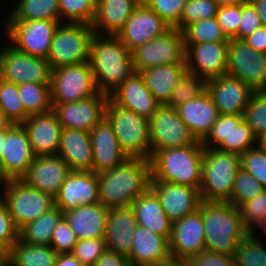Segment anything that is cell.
Wrapping results in <instances>:
<instances>
[{
  "label": "cell",
  "instance_id": "cell-40",
  "mask_svg": "<svg viewBox=\"0 0 266 266\" xmlns=\"http://www.w3.org/2000/svg\"><path fill=\"white\" fill-rule=\"evenodd\" d=\"M261 239L249 233L238 244L234 253L235 266H266V244Z\"/></svg>",
  "mask_w": 266,
  "mask_h": 266
},
{
  "label": "cell",
  "instance_id": "cell-42",
  "mask_svg": "<svg viewBox=\"0 0 266 266\" xmlns=\"http://www.w3.org/2000/svg\"><path fill=\"white\" fill-rule=\"evenodd\" d=\"M0 109L13 124H22L29 117L20 99L18 86L1 78Z\"/></svg>",
  "mask_w": 266,
  "mask_h": 266
},
{
  "label": "cell",
  "instance_id": "cell-31",
  "mask_svg": "<svg viewBox=\"0 0 266 266\" xmlns=\"http://www.w3.org/2000/svg\"><path fill=\"white\" fill-rule=\"evenodd\" d=\"M101 203L81 205L75 209L63 212V217L76 234L78 240L104 238L107 213Z\"/></svg>",
  "mask_w": 266,
  "mask_h": 266
},
{
  "label": "cell",
  "instance_id": "cell-45",
  "mask_svg": "<svg viewBox=\"0 0 266 266\" xmlns=\"http://www.w3.org/2000/svg\"><path fill=\"white\" fill-rule=\"evenodd\" d=\"M243 120L257 138L266 132V90H254L243 112Z\"/></svg>",
  "mask_w": 266,
  "mask_h": 266
},
{
  "label": "cell",
  "instance_id": "cell-2",
  "mask_svg": "<svg viewBox=\"0 0 266 266\" xmlns=\"http://www.w3.org/2000/svg\"><path fill=\"white\" fill-rule=\"evenodd\" d=\"M88 62L97 90L108 96L135 72L131 52L116 35L95 33Z\"/></svg>",
  "mask_w": 266,
  "mask_h": 266
},
{
  "label": "cell",
  "instance_id": "cell-3",
  "mask_svg": "<svg viewBox=\"0 0 266 266\" xmlns=\"http://www.w3.org/2000/svg\"><path fill=\"white\" fill-rule=\"evenodd\" d=\"M205 228V250L234 256L238 244L250 233L239 208L229 202H201Z\"/></svg>",
  "mask_w": 266,
  "mask_h": 266
},
{
  "label": "cell",
  "instance_id": "cell-46",
  "mask_svg": "<svg viewBox=\"0 0 266 266\" xmlns=\"http://www.w3.org/2000/svg\"><path fill=\"white\" fill-rule=\"evenodd\" d=\"M218 7L214 0H187L180 22L174 28L182 32L191 23L213 18Z\"/></svg>",
  "mask_w": 266,
  "mask_h": 266
},
{
  "label": "cell",
  "instance_id": "cell-70",
  "mask_svg": "<svg viewBox=\"0 0 266 266\" xmlns=\"http://www.w3.org/2000/svg\"><path fill=\"white\" fill-rule=\"evenodd\" d=\"M0 254H9V251L0 243Z\"/></svg>",
  "mask_w": 266,
  "mask_h": 266
},
{
  "label": "cell",
  "instance_id": "cell-65",
  "mask_svg": "<svg viewBox=\"0 0 266 266\" xmlns=\"http://www.w3.org/2000/svg\"><path fill=\"white\" fill-rule=\"evenodd\" d=\"M218 6H231V5H238L244 4L249 2V0H214Z\"/></svg>",
  "mask_w": 266,
  "mask_h": 266
},
{
  "label": "cell",
  "instance_id": "cell-54",
  "mask_svg": "<svg viewBox=\"0 0 266 266\" xmlns=\"http://www.w3.org/2000/svg\"><path fill=\"white\" fill-rule=\"evenodd\" d=\"M215 18L229 39H238V28L241 20V4L219 6Z\"/></svg>",
  "mask_w": 266,
  "mask_h": 266
},
{
  "label": "cell",
  "instance_id": "cell-12",
  "mask_svg": "<svg viewBox=\"0 0 266 266\" xmlns=\"http://www.w3.org/2000/svg\"><path fill=\"white\" fill-rule=\"evenodd\" d=\"M131 54L134 71L139 73L156 66L182 64L185 61L183 33L171 28L165 34L137 47Z\"/></svg>",
  "mask_w": 266,
  "mask_h": 266
},
{
  "label": "cell",
  "instance_id": "cell-48",
  "mask_svg": "<svg viewBox=\"0 0 266 266\" xmlns=\"http://www.w3.org/2000/svg\"><path fill=\"white\" fill-rule=\"evenodd\" d=\"M257 145V137L243 120V115H232L230 153L243 154Z\"/></svg>",
  "mask_w": 266,
  "mask_h": 266
},
{
  "label": "cell",
  "instance_id": "cell-33",
  "mask_svg": "<svg viewBox=\"0 0 266 266\" xmlns=\"http://www.w3.org/2000/svg\"><path fill=\"white\" fill-rule=\"evenodd\" d=\"M137 225L170 239L172 221L166 215L156 193L149 187L131 205Z\"/></svg>",
  "mask_w": 266,
  "mask_h": 266
},
{
  "label": "cell",
  "instance_id": "cell-14",
  "mask_svg": "<svg viewBox=\"0 0 266 266\" xmlns=\"http://www.w3.org/2000/svg\"><path fill=\"white\" fill-rule=\"evenodd\" d=\"M149 139L152 155L157 150L189 146L197 142L181 120L178 110L167 104L160 105L149 119Z\"/></svg>",
  "mask_w": 266,
  "mask_h": 266
},
{
  "label": "cell",
  "instance_id": "cell-55",
  "mask_svg": "<svg viewBox=\"0 0 266 266\" xmlns=\"http://www.w3.org/2000/svg\"><path fill=\"white\" fill-rule=\"evenodd\" d=\"M19 239V230L15 226L6 203L0 197V243L9 250Z\"/></svg>",
  "mask_w": 266,
  "mask_h": 266
},
{
  "label": "cell",
  "instance_id": "cell-37",
  "mask_svg": "<svg viewBox=\"0 0 266 266\" xmlns=\"http://www.w3.org/2000/svg\"><path fill=\"white\" fill-rule=\"evenodd\" d=\"M9 251V266H54L57 253L51 246L27 244L18 239Z\"/></svg>",
  "mask_w": 266,
  "mask_h": 266
},
{
  "label": "cell",
  "instance_id": "cell-28",
  "mask_svg": "<svg viewBox=\"0 0 266 266\" xmlns=\"http://www.w3.org/2000/svg\"><path fill=\"white\" fill-rule=\"evenodd\" d=\"M132 238V249L128 256L131 266H153L172 259L168 238L138 225Z\"/></svg>",
  "mask_w": 266,
  "mask_h": 266
},
{
  "label": "cell",
  "instance_id": "cell-30",
  "mask_svg": "<svg viewBox=\"0 0 266 266\" xmlns=\"http://www.w3.org/2000/svg\"><path fill=\"white\" fill-rule=\"evenodd\" d=\"M70 171L93 172L91 138L88 131L63 128L58 154Z\"/></svg>",
  "mask_w": 266,
  "mask_h": 266
},
{
  "label": "cell",
  "instance_id": "cell-59",
  "mask_svg": "<svg viewBox=\"0 0 266 266\" xmlns=\"http://www.w3.org/2000/svg\"><path fill=\"white\" fill-rule=\"evenodd\" d=\"M243 40L254 50L266 54V27L257 28Z\"/></svg>",
  "mask_w": 266,
  "mask_h": 266
},
{
  "label": "cell",
  "instance_id": "cell-10",
  "mask_svg": "<svg viewBox=\"0 0 266 266\" xmlns=\"http://www.w3.org/2000/svg\"><path fill=\"white\" fill-rule=\"evenodd\" d=\"M51 104H66L96 96L94 75L88 61L51 70Z\"/></svg>",
  "mask_w": 266,
  "mask_h": 266
},
{
  "label": "cell",
  "instance_id": "cell-6",
  "mask_svg": "<svg viewBox=\"0 0 266 266\" xmlns=\"http://www.w3.org/2000/svg\"><path fill=\"white\" fill-rule=\"evenodd\" d=\"M240 168V155L204 147L199 188L202 201L229 202Z\"/></svg>",
  "mask_w": 266,
  "mask_h": 266
},
{
  "label": "cell",
  "instance_id": "cell-13",
  "mask_svg": "<svg viewBox=\"0 0 266 266\" xmlns=\"http://www.w3.org/2000/svg\"><path fill=\"white\" fill-rule=\"evenodd\" d=\"M226 75L240 79L253 90H266V54L250 47L244 40L228 42Z\"/></svg>",
  "mask_w": 266,
  "mask_h": 266
},
{
  "label": "cell",
  "instance_id": "cell-25",
  "mask_svg": "<svg viewBox=\"0 0 266 266\" xmlns=\"http://www.w3.org/2000/svg\"><path fill=\"white\" fill-rule=\"evenodd\" d=\"M109 97L117 105L148 120L161 105L147 89L139 72H133Z\"/></svg>",
  "mask_w": 266,
  "mask_h": 266
},
{
  "label": "cell",
  "instance_id": "cell-1",
  "mask_svg": "<svg viewBox=\"0 0 266 266\" xmlns=\"http://www.w3.org/2000/svg\"><path fill=\"white\" fill-rule=\"evenodd\" d=\"M99 203L106 208L130 206L151 181L150 160L126 158L112 170L97 174Z\"/></svg>",
  "mask_w": 266,
  "mask_h": 266
},
{
  "label": "cell",
  "instance_id": "cell-68",
  "mask_svg": "<svg viewBox=\"0 0 266 266\" xmlns=\"http://www.w3.org/2000/svg\"><path fill=\"white\" fill-rule=\"evenodd\" d=\"M0 266H9V254H0Z\"/></svg>",
  "mask_w": 266,
  "mask_h": 266
},
{
  "label": "cell",
  "instance_id": "cell-69",
  "mask_svg": "<svg viewBox=\"0 0 266 266\" xmlns=\"http://www.w3.org/2000/svg\"><path fill=\"white\" fill-rule=\"evenodd\" d=\"M4 140H5V131L0 132V159L3 153V147H4Z\"/></svg>",
  "mask_w": 266,
  "mask_h": 266
},
{
  "label": "cell",
  "instance_id": "cell-32",
  "mask_svg": "<svg viewBox=\"0 0 266 266\" xmlns=\"http://www.w3.org/2000/svg\"><path fill=\"white\" fill-rule=\"evenodd\" d=\"M141 0H97L92 28L96 34L117 35Z\"/></svg>",
  "mask_w": 266,
  "mask_h": 266
},
{
  "label": "cell",
  "instance_id": "cell-17",
  "mask_svg": "<svg viewBox=\"0 0 266 266\" xmlns=\"http://www.w3.org/2000/svg\"><path fill=\"white\" fill-rule=\"evenodd\" d=\"M169 249L172 259L185 262L205 250L204 221L199 210L172 222Z\"/></svg>",
  "mask_w": 266,
  "mask_h": 266
},
{
  "label": "cell",
  "instance_id": "cell-57",
  "mask_svg": "<svg viewBox=\"0 0 266 266\" xmlns=\"http://www.w3.org/2000/svg\"><path fill=\"white\" fill-rule=\"evenodd\" d=\"M187 266H235L234 256L202 251L186 261Z\"/></svg>",
  "mask_w": 266,
  "mask_h": 266
},
{
  "label": "cell",
  "instance_id": "cell-53",
  "mask_svg": "<svg viewBox=\"0 0 266 266\" xmlns=\"http://www.w3.org/2000/svg\"><path fill=\"white\" fill-rule=\"evenodd\" d=\"M78 238L63 217L53 230L50 246L57 254L71 253Z\"/></svg>",
  "mask_w": 266,
  "mask_h": 266
},
{
  "label": "cell",
  "instance_id": "cell-63",
  "mask_svg": "<svg viewBox=\"0 0 266 266\" xmlns=\"http://www.w3.org/2000/svg\"><path fill=\"white\" fill-rule=\"evenodd\" d=\"M13 123L7 118L5 113L0 109V132L8 130Z\"/></svg>",
  "mask_w": 266,
  "mask_h": 266
},
{
  "label": "cell",
  "instance_id": "cell-52",
  "mask_svg": "<svg viewBox=\"0 0 266 266\" xmlns=\"http://www.w3.org/2000/svg\"><path fill=\"white\" fill-rule=\"evenodd\" d=\"M265 210L266 189H264L256 198L244 202L239 207V211L242 217V223L250 233L260 223Z\"/></svg>",
  "mask_w": 266,
  "mask_h": 266
},
{
  "label": "cell",
  "instance_id": "cell-66",
  "mask_svg": "<svg viewBox=\"0 0 266 266\" xmlns=\"http://www.w3.org/2000/svg\"><path fill=\"white\" fill-rule=\"evenodd\" d=\"M153 266H187L185 261L171 259L165 263L156 264Z\"/></svg>",
  "mask_w": 266,
  "mask_h": 266
},
{
  "label": "cell",
  "instance_id": "cell-26",
  "mask_svg": "<svg viewBox=\"0 0 266 266\" xmlns=\"http://www.w3.org/2000/svg\"><path fill=\"white\" fill-rule=\"evenodd\" d=\"M137 220L132 206L109 208L104 240L107 249L128 257Z\"/></svg>",
  "mask_w": 266,
  "mask_h": 266
},
{
  "label": "cell",
  "instance_id": "cell-19",
  "mask_svg": "<svg viewBox=\"0 0 266 266\" xmlns=\"http://www.w3.org/2000/svg\"><path fill=\"white\" fill-rule=\"evenodd\" d=\"M209 93L219 114L243 115L254 90L240 79L222 75L206 80Z\"/></svg>",
  "mask_w": 266,
  "mask_h": 266
},
{
  "label": "cell",
  "instance_id": "cell-22",
  "mask_svg": "<svg viewBox=\"0 0 266 266\" xmlns=\"http://www.w3.org/2000/svg\"><path fill=\"white\" fill-rule=\"evenodd\" d=\"M70 172L68 164L58 155L35 156L21 180L54 198Z\"/></svg>",
  "mask_w": 266,
  "mask_h": 266
},
{
  "label": "cell",
  "instance_id": "cell-43",
  "mask_svg": "<svg viewBox=\"0 0 266 266\" xmlns=\"http://www.w3.org/2000/svg\"><path fill=\"white\" fill-rule=\"evenodd\" d=\"M264 189L253 175L240 168L234 180L229 203L239 208L244 202L256 198Z\"/></svg>",
  "mask_w": 266,
  "mask_h": 266
},
{
  "label": "cell",
  "instance_id": "cell-50",
  "mask_svg": "<svg viewBox=\"0 0 266 266\" xmlns=\"http://www.w3.org/2000/svg\"><path fill=\"white\" fill-rule=\"evenodd\" d=\"M107 250L104 238L81 239L71 252L83 266H93Z\"/></svg>",
  "mask_w": 266,
  "mask_h": 266
},
{
  "label": "cell",
  "instance_id": "cell-36",
  "mask_svg": "<svg viewBox=\"0 0 266 266\" xmlns=\"http://www.w3.org/2000/svg\"><path fill=\"white\" fill-rule=\"evenodd\" d=\"M63 218V212L54 205L36 220L19 230V239L27 244L50 246L54 228Z\"/></svg>",
  "mask_w": 266,
  "mask_h": 266
},
{
  "label": "cell",
  "instance_id": "cell-20",
  "mask_svg": "<svg viewBox=\"0 0 266 266\" xmlns=\"http://www.w3.org/2000/svg\"><path fill=\"white\" fill-rule=\"evenodd\" d=\"M150 188L172 222L193 214L202 202L199 189L166 181L151 180Z\"/></svg>",
  "mask_w": 266,
  "mask_h": 266
},
{
  "label": "cell",
  "instance_id": "cell-11",
  "mask_svg": "<svg viewBox=\"0 0 266 266\" xmlns=\"http://www.w3.org/2000/svg\"><path fill=\"white\" fill-rule=\"evenodd\" d=\"M0 53V78L16 85L50 84L51 69L46 59L16 50L7 39Z\"/></svg>",
  "mask_w": 266,
  "mask_h": 266
},
{
  "label": "cell",
  "instance_id": "cell-56",
  "mask_svg": "<svg viewBox=\"0 0 266 266\" xmlns=\"http://www.w3.org/2000/svg\"><path fill=\"white\" fill-rule=\"evenodd\" d=\"M261 26L260 16L253 4L250 1L241 4V20L238 28V40H243Z\"/></svg>",
  "mask_w": 266,
  "mask_h": 266
},
{
  "label": "cell",
  "instance_id": "cell-51",
  "mask_svg": "<svg viewBox=\"0 0 266 266\" xmlns=\"http://www.w3.org/2000/svg\"><path fill=\"white\" fill-rule=\"evenodd\" d=\"M161 17L171 28L179 22L187 0H141Z\"/></svg>",
  "mask_w": 266,
  "mask_h": 266
},
{
  "label": "cell",
  "instance_id": "cell-67",
  "mask_svg": "<svg viewBox=\"0 0 266 266\" xmlns=\"http://www.w3.org/2000/svg\"><path fill=\"white\" fill-rule=\"evenodd\" d=\"M257 145L266 152V132L257 138Z\"/></svg>",
  "mask_w": 266,
  "mask_h": 266
},
{
  "label": "cell",
  "instance_id": "cell-23",
  "mask_svg": "<svg viewBox=\"0 0 266 266\" xmlns=\"http://www.w3.org/2000/svg\"><path fill=\"white\" fill-rule=\"evenodd\" d=\"M35 156H53L58 154L63 127L55 113L30 115L22 123Z\"/></svg>",
  "mask_w": 266,
  "mask_h": 266
},
{
  "label": "cell",
  "instance_id": "cell-38",
  "mask_svg": "<svg viewBox=\"0 0 266 266\" xmlns=\"http://www.w3.org/2000/svg\"><path fill=\"white\" fill-rule=\"evenodd\" d=\"M17 86L23 107L29 116L52 110L50 84L24 83Z\"/></svg>",
  "mask_w": 266,
  "mask_h": 266
},
{
  "label": "cell",
  "instance_id": "cell-41",
  "mask_svg": "<svg viewBox=\"0 0 266 266\" xmlns=\"http://www.w3.org/2000/svg\"><path fill=\"white\" fill-rule=\"evenodd\" d=\"M96 3L97 0H59L60 21L92 25Z\"/></svg>",
  "mask_w": 266,
  "mask_h": 266
},
{
  "label": "cell",
  "instance_id": "cell-44",
  "mask_svg": "<svg viewBox=\"0 0 266 266\" xmlns=\"http://www.w3.org/2000/svg\"><path fill=\"white\" fill-rule=\"evenodd\" d=\"M206 90V80L197 74L186 71L175 86L167 105L178 107L189 99L199 96Z\"/></svg>",
  "mask_w": 266,
  "mask_h": 266
},
{
  "label": "cell",
  "instance_id": "cell-15",
  "mask_svg": "<svg viewBox=\"0 0 266 266\" xmlns=\"http://www.w3.org/2000/svg\"><path fill=\"white\" fill-rule=\"evenodd\" d=\"M108 99L98 93L73 103L52 104V111L63 128L90 132L104 118Z\"/></svg>",
  "mask_w": 266,
  "mask_h": 266
},
{
  "label": "cell",
  "instance_id": "cell-47",
  "mask_svg": "<svg viewBox=\"0 0 266 266\" xmlns=\"http://www.w3.org/2000/svg\"><path fill=\"white\" fill-rule=\"evenodd\" d=\"M232 114H219L208 136L202 141L205 148L230 153Z\"/></svg>",
  "mask_w": 266,
  "mask_h": 266
},
{
  "label": "cell",
  "instance_id": "cell-49",
  "mask_svg": "<svg viewBox=\"0 0 266 266\" xmlns=\"http://www.w3.org/2000/svg\"><path fill=\"white\" fill-rule=\"evenodd\" d=\"M241 168L250 173L266 189V152L258 145L240 155Z\"/></svg>",
  "mask_w": 266,
  "mask_h": 266
},
{
  "label": "cell",
  "instance_id": "cell-18",
  "mask_svg": "<svg viewBox=\"0 0 266 266\" xmlns=\"http://www.w3.org/2000/svg\"><path fill=\"white\" fill-rule=\"evenodd\" d=\"M228 42L184 44L187 71L205 80L226 75Z\"/></svg>",
  "mask_w": 266,
  "mask_h": 266
},
{
  "label": "cell",
  "instance_id": "cell-29",
  "mask_svg": "<svg viewBox=\"0 0 266 266\" xmlns=\"http://www.w3.org/2000/svg\"><path fill=\"white\" fill-rule=\"evenodd\" d=\"M95 174L112 170L127 156L121 151L108 121L103 118L90 132Z\"/></svg>",
  "mask_w": 266,
  "mask_h": 266
},
{
  "label": "cell",
  "instance_id": "cell-21",
  "mask_svg": "<svg viewBox=\"0 0 266 266\" xmlns=\"http://www.w3.org/2000/svg\"><path fill=\"white\" fill-rule=\"evenodd\" d=\"M96 203H99V193L94 172L71 171L54 197V205L62 212Z\"/></svg>",
  "mask_w": 266,
  "mask_h": 266
},
{
  "label": "cell",
  "instance_id": "cell-58",
  "mask_svg": "<svg viewBox=\"0 0 266 266\" xmlns=\"http://www.w3.org/2000/svg\"><path fill=\"white\" fill-rule=\"evenodd\" d=\"M93 266H131L128 257L107 249Z\"/></svg>",
  "mask_w": 266,
  "mask_h": 266
},
{
  "label": "cell",
  "instance_id": "cell-62",
  "mask_svg": "<svg viewBox=\"0 0 266 266\" xmlns=\"http://www.w3.org/2000/svg\"><path fill=\"white\" fill-rule=\"evenodd\" d=\"M259 230V232H261L259 235L258 233L256 234V232ZM254 236L258 237L261 234H265L266 235V210L263 213V216L261 218L260 223L257 225V227L251 232Z\"/></svg>",
  "mask_w": 266,
  "mask_h": 266
},
{
  "label": "cell",
  "instance_id": "cell-5",
  "mask_svg": "<svg viewBox=\"0 0 266 266\" xmlns=\"http://www.w3.org/2000/svg\"><path fill=\"white\" fill-rule=\"evenodd\" d=\"M104 118L110 124L121 151L127 158L151 159L148 119L117 105L110 97Z\"/></svg>",
  "mask_w": 266,
  "mask_h": 266
},
{
  "label": "cell",
  "instance_id": "cell-39",
  "mask_svg": "<svg viewBox=\"0 0 266 266\" xmlns=\"http://www.w3.org/2000/svg\"><path fill=\"white\" fill-rule=\"evenodd\" d=\"M184 44L229 41L216 18L200 20L189 24L183 31Z\"/></svg>",
  "mask_w": 266,
  "mask_h": 266
},
{
  "label": "cell",
  "instance_id": "cell-9",
  "mask_svg": "<svg viewBox=\"0 0 266 266\" xmlns=\"http://www.w3.org/2000/svg\"><path fill=\"white\" fill-rule=\"evenodd\" d=\"M60 20L3 21V34L16 50L47 59Z\"/></svg>",
  "mask_w": 266,
  "mask_h": 266
},
{
  "label": "cell",
  "instance_id": "cell-24",
  "mask_svg": "<svg viewBox=\"0 0 266 266\" xmlns=\"http://www.w3.org/2000/svg\"><path fill=\"white\" fill-rule=\"evenodd\" d=\"M35 155L22 124H13L5 131L1 160L11 179H21L34 160Z\"/></svg>",
  "mask_w": 266,
  "mask_h": 266
},
{
  "label": "cell",
  "instance_id": "cell-7",
  "mask_svg": "<svg viewBox=\"0 0 266 266\" xmlns=\"http://www.w3.org/2000/svg\"><path fill=\"white\" fill-rule=\"evenodd\" d=\"M95 32L91 25L60 23L48 53L50 69L89 61L90 45Z\"/></svg>",
  "mask_w": 266,
  "mask_h": 266
},
{
  "label": "cell",
  "instance_id": "cell-34",
  "mask_svg": "<svg viewBox=\"0 0 266 266\" xmlns=\"http://www.w3.org/2000/svg\"><path fill=\"white\" fill-rule=\"evenodd\" d=\"M187 71L186 62L148 68L140 72L147 89L161 104H168L180 78Z\"/></svg>",
  "mask_w": 266,
  "mask_h": 266
},
{
  "label": "cell",
  "instance_id": "cell-60",
  "mask_svg": "<svg viewBox=\"0 0 266 266\" xmlns=\"http://www.w3.org/2000/svg\"><path fill=\"white\" fill-rule=\"evenodd\" d=\"M54 266H83L72 253L58 254Z\"/></svg>",
  "mask_w": 266,
  "mask_h": 266
},
{
  "label": "cell",
  "instance_id": "cell-8",
  "mask_svg": "<svg viewBox=\"0 0 266 266\" xmlns=\"http://www.w3.org/2000/svg\"><path fill=\"white\" fill-rule=\"evenodd\" d=\"M0 192L18 230L54 206L51 195L27 185L21 179H12L0 188Z\"/></svg>",
  "mask_w": 266,
  "mask_h": 266
},
{
  "label": "cell",
  "instance_id": "cell-61",
  "mask_svg": "<svg viewBox=\"0 0 266 266\" xmlns=\"http://www.w3.org/2000/svg\"><path fill=\"white\" fill-rule=\"evenodd\" d=\"M258 12L262 26L266 27V0H249Z\"/></svg>",
  "mask_w": 266,
  "mask_h": 266
},
{
  "label": "cell",
  "instance_id": "cell-16",
  "mask_svg": "<svg viewBox=\"0 0 266 266\" xmlns=\"http://www.w3.org/2000/svg\"><path fill=\"white\" fill-rule=\"evenodd\" d=\"M170 29V25L141 2L116 36L132 52Z\"/></svg>",
  "mask_w": 266,
  "mask_h": 266
},
{
  "label": "cell",
  "instance_id": "cell-27",
  "mask_svg": "<svg viewBox=\"0 0 266 266\" xmlns=\"http://www.w3.org/2000/svg\"><path fill=\"white\" fill-rule=\"evenodd\" d=\"M176 109L192 135L201 142L208 136L219 116L218 109L206 90Z\"/></svg>",
  "mask_w": 266,
  "mask_h": 266
},
{
  "label": "cell",
  "instance_id": "cell-4",
  "mask_svg": "<svg viewBox=\"0 0 266 266\" xmlns=\"http://www.w3.org/2000/svg\"><path fill=\"white\" fill-rule=\"evenodd\" d=\"M204 146L201 141L157 150L151 157V180L200 188Z\"/></svg>",
  "mask_w": 266,
  "mask_h": 266
},
{
  "label": "cell",
  "instance_id": "cell-64",
  "mask_svg": "<svg viewBox=\"0 0 266 266\" xmlns=\"http://www.w3.org/2000/svg\"><path fill=\"white\" fill-rule=\"evenodd\" d=\"M12 179L8 176L4 169L2 160L0 159V187L7 185Z\"/></svg>",
  "mask_w": 266,
  "mask_h": 266
},
{
  "label": "cell",
  "instance_id": "cell-35",
  "mask_svg": "<svg viewBox=\"0 0 266 266\" xmlns=\"http://www.w3.org/2000/svg\"><path fill=\"white\" fill-rule=\"evenodd\" d=\"M2 21L60 20L59 0H16Z\"/></svg>",
  "mask_w": 266,
  "mask_h": 266
}]
</instances>
